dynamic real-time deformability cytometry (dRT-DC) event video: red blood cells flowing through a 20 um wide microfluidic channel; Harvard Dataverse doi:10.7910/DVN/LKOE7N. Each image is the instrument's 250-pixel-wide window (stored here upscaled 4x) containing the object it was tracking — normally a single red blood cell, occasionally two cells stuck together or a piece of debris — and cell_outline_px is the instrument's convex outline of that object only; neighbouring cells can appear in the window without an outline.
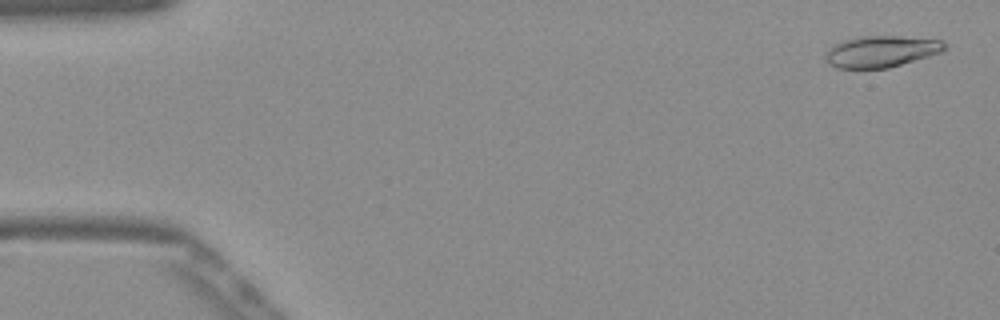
{"species": "Egyptian fruit bat (a non-hibernating species)", "species_latin": "Rousettus aegyptiacus", "temperature_condition": "warm", "stored_images_in_passage": 52, "camera_frame_rate_fps": 3000, "um_per_image_px": 0.085, "frame": {"image": 1, "passage_image": 2, "time_ms": 0.333, "image_size_px": [1000, 320], "cell_outline_px": [[948, 48], [940, 52], [928, 56], [888, 68], [836, 68], [828, 64], [824, 56], [828, 48], [832, 44], [844, 40], [860, 36], [900, 36], [940, 40]], "centroid_in_image_um": [74.84, 4.37], "position_along_channel_um": 10.2, "area_um2": 21.79}}
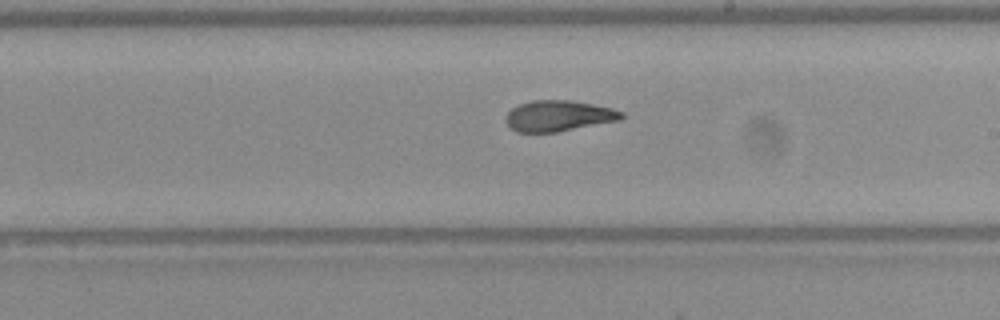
{"frame": {"image": 2, "passage_image": 30, "time_ms": 9.667, "image_size_px": [1000, 320], "cell_outline_px": [[624, 116], [620, 120], [556, 132], [516, 132], [504, 120], [504, 116], [512, 108], [520, 104], [532, 100], [572, 100], [612, 108], [624, 112]], "centroid_in_image_um": [47.47, 9.84], "position_along_channel_um": 241.5, "area_um2": 20.81}}
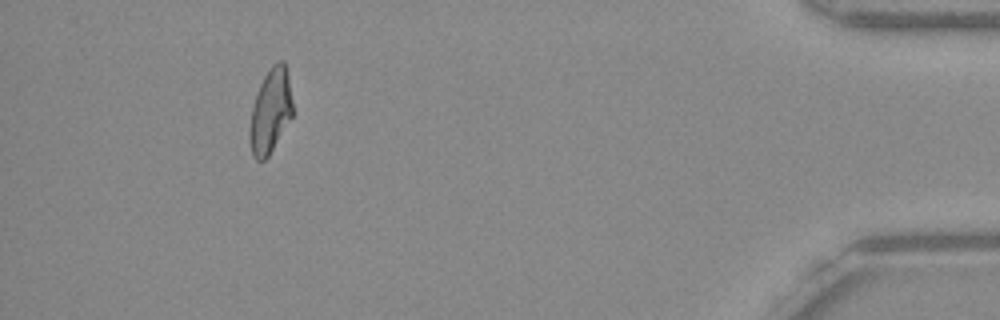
{"frame": {"image": 3, "passage_image": 48, "time_ms": 15.667, "image_size_px": [1000, 320], "cell_outline_px": [[292, 116], [268, 156], [264, 160], [256, 160], [252, 156], [248, 136], [248, 132], [252, 108], [260, 84], [264, 76], [272, 64], [280, 60], [284, 60], [288, 76], [292, 100]], "centroid_in_image_um": [22.97, 9.44], "position_along_channel_um": 412.2, "area_um2": 20.98}, "authors_computed_cell_mechanics": {"area_um2": 21.4727, "velocity_mm_per_s": 3.8811, "shape_relaxation_time_tau1_ms": null, "shape_relaxation_time_tau2_ms": 2.0755, "deformation_change_tau1": null, "deformation_change_tau2": 0.0936}}